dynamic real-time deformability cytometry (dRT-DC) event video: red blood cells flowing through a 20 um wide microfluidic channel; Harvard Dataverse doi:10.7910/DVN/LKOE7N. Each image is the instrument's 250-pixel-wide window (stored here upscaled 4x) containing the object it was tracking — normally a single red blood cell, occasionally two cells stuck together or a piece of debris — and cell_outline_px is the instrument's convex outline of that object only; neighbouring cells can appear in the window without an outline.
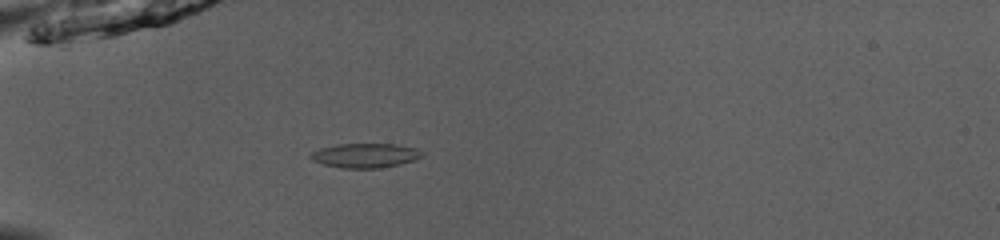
{"species": "common noctule bat (a hibernating species)", "species_latin": "Nyctalus noctula", "temperature_condition": "room temperature", "stored_images_in_passage": 41, "camera_frame_rate_fps": 3000, "um_per_image_px": 0.085, "animal": {"sex": "male", "body_mass_g": 13.0, "forearm_length_mm": 53.1}, "frame": {"image": 1, "passage_image": 6, "time_ms": 1.667, "image_size_px": [1000, 240], "cell_outline_px": [[424, 156], [416, 160], [400, 164], [380, 168], [344, 168], [324, 164], [308, 156], [312, 152], [320, 148], [336, 144], [396, 144], [416, 148]], "centroid_in_image_um": [31.08, 13.21], "position_along_channel_um": 53.9, "area_um2": 15.72}}
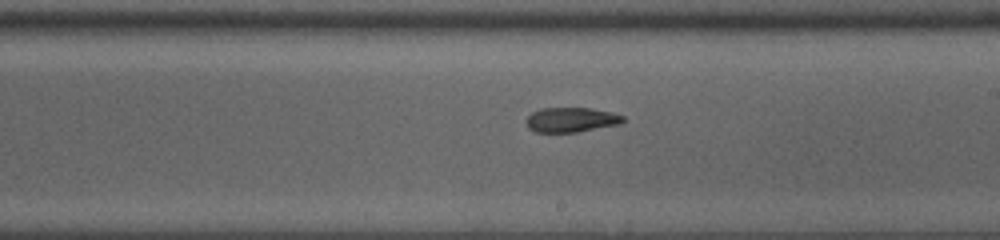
{"frame": {"image": 2, "passage_image": 21, "time_ms": 6.667, "image_size_px": [1000, 240], "cell_outline_px": [[624, 120], [620, 124], [576, 132], [536, 132], [528, 128], [528, 116], [532, 112], [540, 108], [592, 108], [612, 112], [624, 116]], "centroid_in_image_um": [48.57, 10.17], "position_along_channel_um": 240.4, "area_um2": 13.87}}
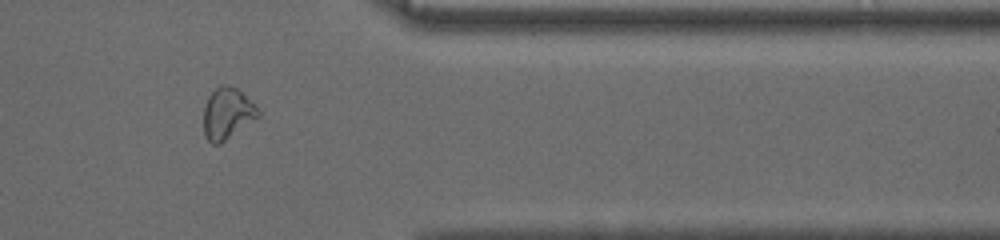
{"frame": {"image": 3, "passage_image": 33, "time_ms": 10.667, "image_size_px": [1000, 240], "cell_outline_px": [[260, 116], [220, 144], [212, 144], [204, 136], [204, 108], [208, 96], [220, 84], [224, 84], [236, 88], [260, 112]], "centroid_in_image_um": [19.28, 9.67], "position_along_channel_um": 392.1, "area_um2": 16.01}, "authors_computed_cell_mechanics": {"area_um2": 15.2014, "velocity_mm_per_s": 3.9939, "shape_relaxation_time_tau1_ms": null, "shape_relaxation_time_tau2_ms": 9.4127, "deformation_change_tau1": null, "deformation_change_tau2": 0.1595}}